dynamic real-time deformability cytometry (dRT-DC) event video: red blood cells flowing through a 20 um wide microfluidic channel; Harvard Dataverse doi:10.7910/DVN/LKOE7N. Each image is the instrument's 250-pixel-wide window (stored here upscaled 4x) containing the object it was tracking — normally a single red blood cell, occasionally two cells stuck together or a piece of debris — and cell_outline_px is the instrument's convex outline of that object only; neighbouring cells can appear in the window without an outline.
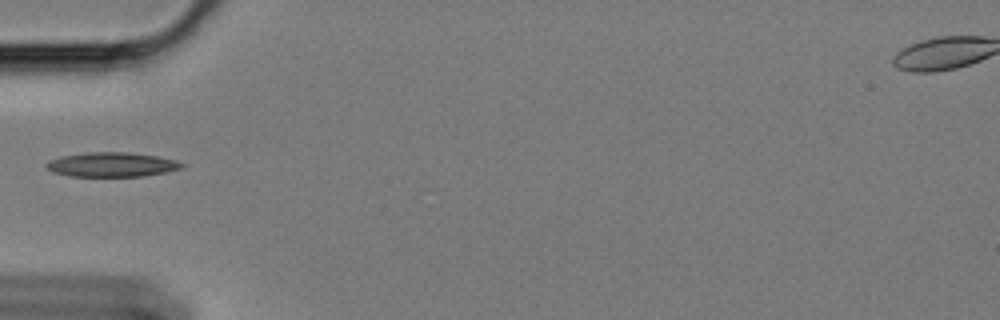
{"species": "Egyptian fruit bat (a non-hibernating species)", "species_latin": "Rousettus aegyptiacus", "temperature_condition": "cold", "stored_images_in_passage": 13, "camera_frame_rate_fps": 3000, "um_per_image_px": 0.085, "animal": {"sex": "female"}, "frame": {"image": 1, "passage_image": 1, "time_ms": 0.0, "image_size_px": [1000, 320], "cell_outline_px": [[184, 164], [180, 168], [164, 172], [144, 176], [72, 176], [52, 172], [44, 164], [60, 156], [88, 152], [128, 152], [156, 156], [176, 160]], "centroid_in_image_um": [9.48, 13.98], "position_along_channel_um": 75.5, "area_um2": 19.07}}
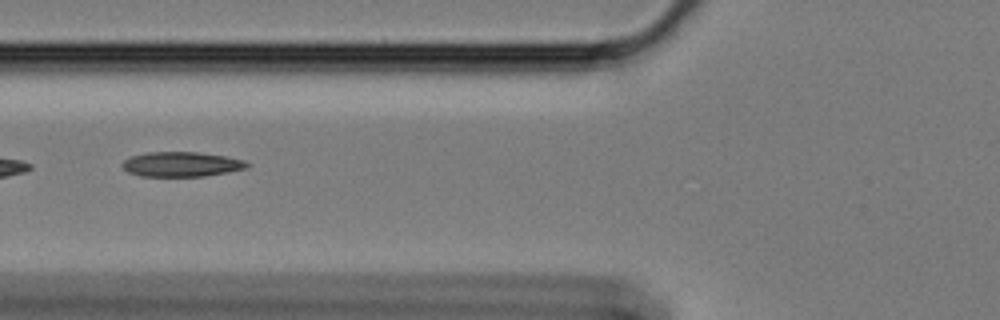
{"frame": {"image": 2, "passage_image": 4, "time_ms": 1.0, "image_size_px": [1000, 320], "cell_outline_px": [[252, 164], [248, 168], [228, 172], [204, 176], [140, 176], [128, 172], [120, 164], [124, 160], [132, 156], [148, 152], [196, 152], [224, 156], [244, 160]], "centroid_in_image_um": [15.44, 13.96], "position_along_channel_um": 110.4, "area_um2": 18.03}}
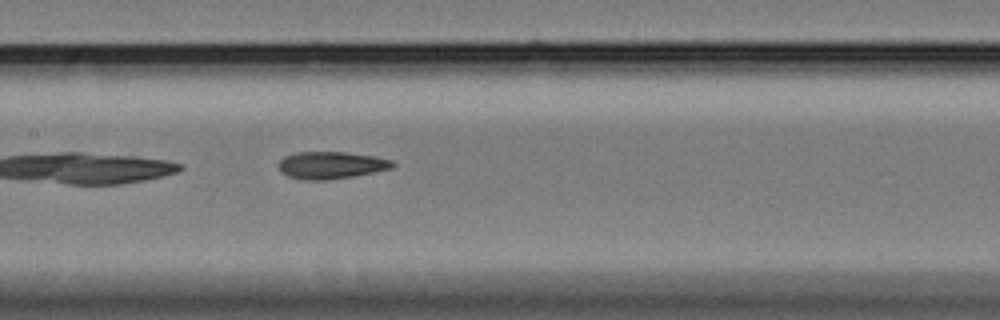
{"frame": {"image": 3, "passage_image": 10, "time_ms": 3.0, "image_size_px": [1000, 320], "cell_outline_px": [[396, 164], [392, 168], [352, 176], [324, 180], [304, 180], [288, 176], [280, 168], [280, 160], [284, 156], [296, 152], [344, 152], [372, 156], [392, 160]], "centroid_in_image_um": [28.14, 14.03], "position_along_channel_um": 179.3, "area_um2": 17.74}}